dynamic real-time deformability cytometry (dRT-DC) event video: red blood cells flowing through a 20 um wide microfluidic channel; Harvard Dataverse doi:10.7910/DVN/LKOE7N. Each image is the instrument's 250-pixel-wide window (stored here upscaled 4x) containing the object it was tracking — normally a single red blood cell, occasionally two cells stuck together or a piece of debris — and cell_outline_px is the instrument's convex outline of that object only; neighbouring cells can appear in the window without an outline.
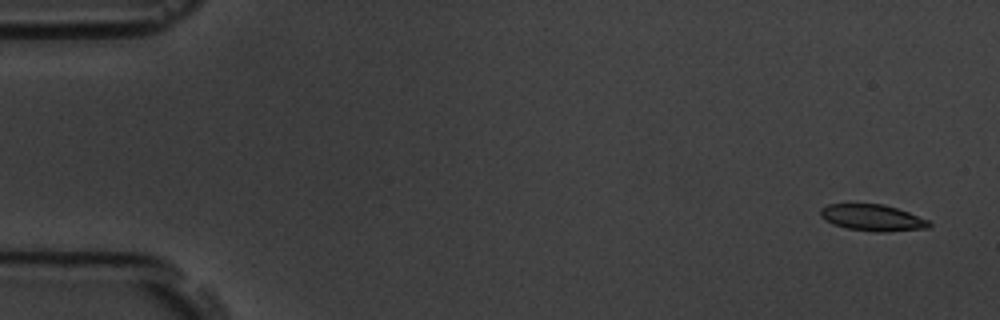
{"species": "common noctule bat (a hibernating species)", "species_latin": "Nyctalus noctula", "temperature_condition": "room temperature", "stored_images_in_passage": 4, "camera_frame_rate_fps": 3000, "um_per_image_px": 0.085, "animal": {"sex": "male", "body_mass_g": 19.5, "forearm_length_mm": 54.6}, "frame": {"image": 1, "passage_image": 1, "time_ms": 0.0, "image_size_px": [1000, 320], "cell_outline_px": [[932, 224], [928, 228], [884, 232], [876, 232], [848, 228], [832, 224], [820, 216], [820, 208], [828, 204], [884, 204], [908, 212], [928, 220]], "centroid_in_image_um": [74.15, 18.5], "position_along_channel_um": 10.8, "area_um2": 16.65}}
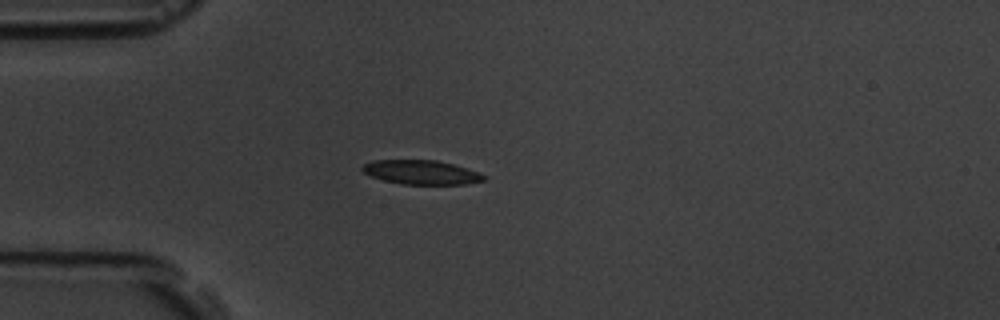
{"frame": {"image": 2, "passage_image": 4, "time_ms": 4.333, "image_size_px": [1000, 320], "cell_outline_px": [[488, 176], [484, 180], [464, 184], [400, 184], [384, 180], [372, 176], [364, 172], [360, 168], [364, 164], [372, 160], [436, 160], [452, 164], [480, 172]], "centroid_in_image_um": [35.82, 14.64], "position_along_channel_um": 49.2, "area_um2": 17.05}}